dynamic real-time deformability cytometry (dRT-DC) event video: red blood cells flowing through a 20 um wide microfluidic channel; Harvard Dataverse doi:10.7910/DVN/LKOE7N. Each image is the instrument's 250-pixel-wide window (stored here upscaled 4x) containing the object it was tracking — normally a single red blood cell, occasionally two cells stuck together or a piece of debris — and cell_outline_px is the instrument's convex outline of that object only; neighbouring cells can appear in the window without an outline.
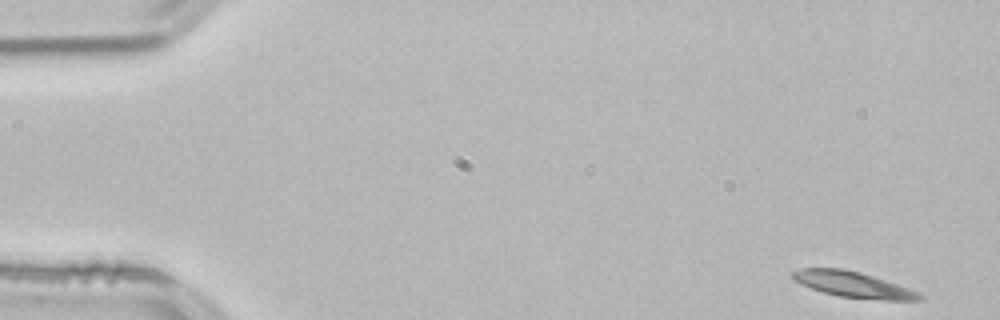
{"species": "common noctule bat (a hibernating species)", "species_latin": "Nyctalus noctula", "temperature_condition": "room temperature", "stored_images_in_passage": 53, "camera_frame_rate_fps": 3000, "um_per_image_px": 0.085, "animal": {"sex": "male", "body_mass_g": 21.5, "forearm_length_mm": 52.0}, "frame": {"image": 1, "passage_image": 1, "time_ms": 0.0, "image_size_px": [1000, 320], "cell_outline_px": [[924, 300], [880, 300], [840, 296], [824, 292], [800, 284], [792, 280], [792, 272], [800, 268], [844, 268], [860, 272], [920, 292], [924, 296]], "centroid_in_image_um": [72.51, 24.18], "position_along_channel_um": 12.5, "area_um2": 18.96}}
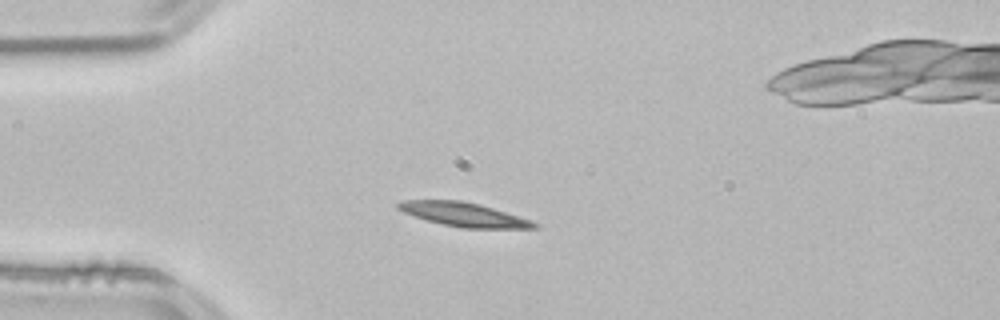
{"frame": {"image": 2, "passage_image": 12, "time_ms": 3.667, "image_size_px": [1000, 320], "cell_outline_px": [[540, 228], [460, 228], [428, 220], [404, 212], [396, 208], [396, 204], [400, 200], [460, 200], [480, 204], [532, 220], [540, 224]], "centroid_in_image_um": [39.46, 18.23], "position_along_channel_um": 45.5, "area_um2": 18.96}}
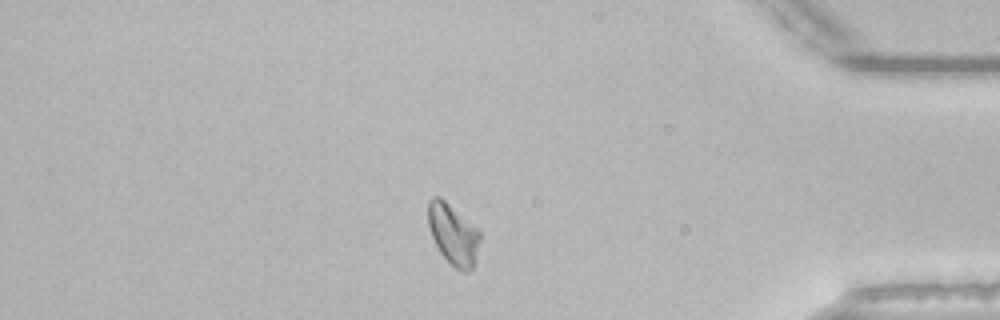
{"frame": {"image": 3, "passage_image": 44, "time_ms": 14.333, "image_size_px": [1000, 320], "cell_outline_px": [[480, 240], [476, 260], [472, 268], [468, 272], [460, 272], [440, 252], [432, 236], [428, 224], [428, 200], [432, 196], [440, 196], [476, 228], [480, 232]], "centroid_in_image_um": [38.52, 19.92], "position_along_channel_um": 396.7, "area_um2": 18.15}, "authors_computed_cell_mechanics": {"area_um2": 18.3804, "velocity_mm_per_s": 3.7888, "shape_relaxation_time_tau1_ms": 9.5399, "shape_relaxation_time_tau2_ms": null, "deformation_change_tau1": 0.1864, "deformation_change_tau2": null}}